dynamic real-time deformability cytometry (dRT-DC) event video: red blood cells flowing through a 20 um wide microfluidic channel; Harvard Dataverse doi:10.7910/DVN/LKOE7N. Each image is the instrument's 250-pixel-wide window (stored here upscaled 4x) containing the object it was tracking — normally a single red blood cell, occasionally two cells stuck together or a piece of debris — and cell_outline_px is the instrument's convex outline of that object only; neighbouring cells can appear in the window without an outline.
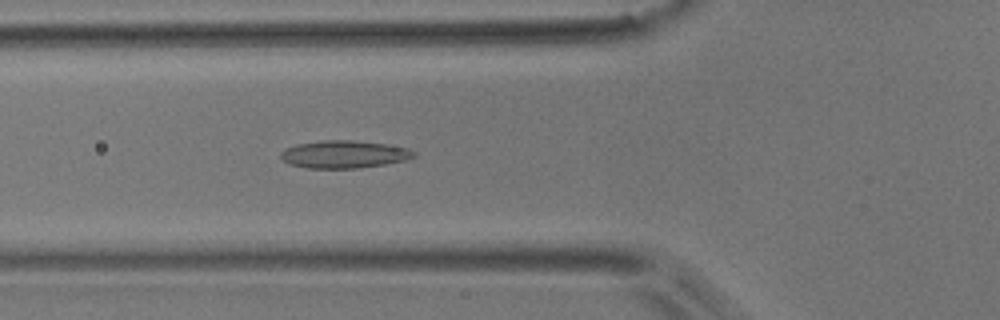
{"species": "common noctule bat (a hibernating species)", "species_latin": "Nyctalus noctula", "temperature_condition": "room temperature", "stored_images_in_passage": 51, "camera_frame_rate_fps": 3000, "um_per_image_px": 0.085, "animal": {"sex": "male", "body_mass_g": 17.9}, "frame": {"image": 1, "passage_image": 18, "time_ms": 5.667, "image_size_px": [1000, 320], "cell_outline_px": [[416, 156], [404, 160], [384, 164], [356, 168], [308, 168], [288, 164], [280, 156], [280, 152], [284, 148], [296, 144], [320, 140], [352, 140], [388, 144], [408, 148], [416, 152]], "centroid_in_image_um": [29.22, 13.1], "position_along_channel_um": 96.6, "area_um2": 21.5}}
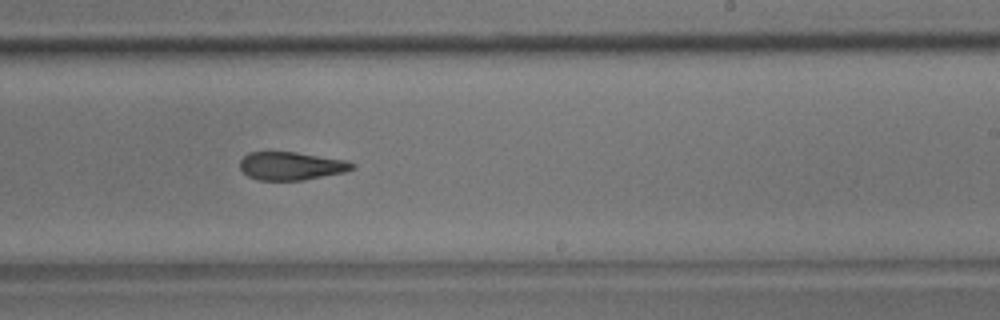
{"frame": {"image": 2, "passage_image": 31, "time_ms": 10.0, "image_size_px": [1000, 320], "cell_outline_px": [[356, 168], [344, 172], [304, 180], [260, 180], [248, 176], [240, 168], [240, 160], [248, 152], [296, 152], [348, 160], [356, 164]], "centroid_in_image_um": [24.79, 14.1], "position_along_channel_um": 264.2, "area_um2": 18.5}}
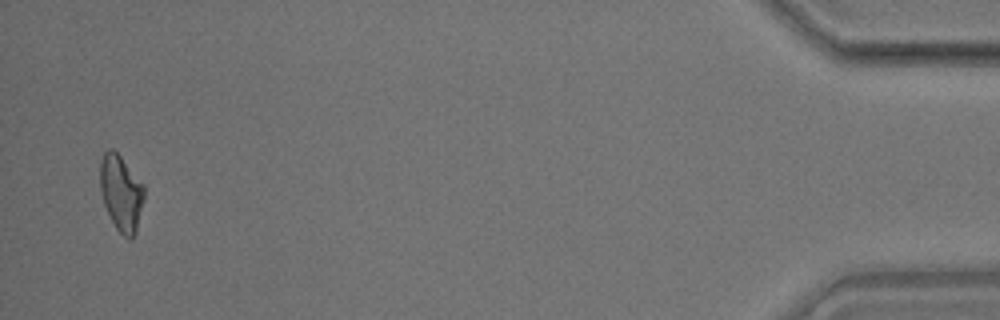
{"frame": {"image": 3, "passage_image": 50, "time_ms": 16.333, "image_size_px": [1000, 320], "cell_outline_px": [[144, 196], [136, 232], [132, 240], [128, 240], [116, 228], [104, 204], [100, 188], [100, 160], [104, 152], [108, 148], [112, 148], [120, 156], [144, 184]], "centroid_in_image_um": [10.29, 16.39], "position_along_channel_um": 424.9, "area_um2": 19.42}, "authors_computed_cell_mechanics": {"area_um2": 19.5942, "velocity_mm_per_s": 3.8602, "shape_relaxation_time_tau1_ms": null, "shape_relaxation_time_tau2_ms": 4.1256, "deformation_change_tau1": null, "deformation_change_tau2": 0.1214}}